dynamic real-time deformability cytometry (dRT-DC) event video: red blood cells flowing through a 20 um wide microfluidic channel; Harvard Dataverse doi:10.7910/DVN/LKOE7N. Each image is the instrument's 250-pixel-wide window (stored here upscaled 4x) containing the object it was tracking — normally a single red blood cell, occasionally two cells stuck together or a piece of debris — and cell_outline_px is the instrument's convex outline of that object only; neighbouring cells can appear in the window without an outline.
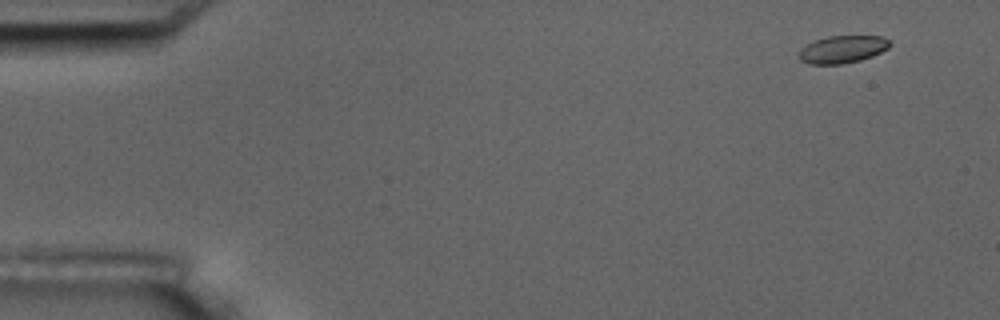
{"species": "common noctule bat (a hibernating species)", "species_latin": "Nyctalus noctula", "temperature_condition": "room temperature", "stored_images_in_passage": 5, "camera_frame_rate_fps": 3000, "um_per_image_px": 0.085, "animal": {"sex": "male", "body_mass_g": 17.5, "forearm_length_mm": 52.3}, "frame": {"image": 1, "passage_image": 1, "time_ms": 0.0, "image_size_px": [1000, 320], "cell_outline_px": [[892, 44], [888, 48], [872, 56], [860, 60], [840, 64], [808, 64], [800, 60], [796, 56], [800, 48], [816, 40], [828, 36], [880, 36], [892, 40]], "centroid_in_image_um": [71.6, 4.19], "position_along_channel_um": 13.4, "area_um2": 14.68}}
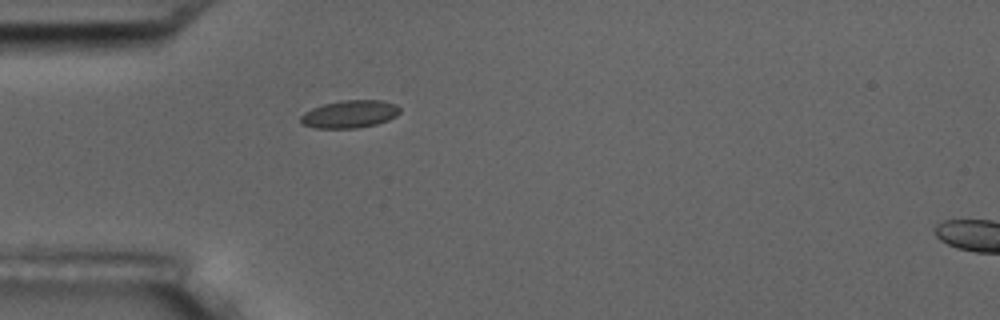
{"frame": {"image": 2, "passage_image": 4, "time_ms": 4.333, "image_size_px": [1000, 320], "cell_outline_px": [[400, 112], [396, 116], [388, 120], [376, 124], [356, 128], [316, 128], [300, 124], [300, 116], [304, 112], [312, 108], [324, 104], [340, 100], [380, 100], [396, 104], [400, 108]], "centroid_in_image_um": [29.71, 9.7], "position_along_channel_um": 55.3, "area_um2": 16.07}}